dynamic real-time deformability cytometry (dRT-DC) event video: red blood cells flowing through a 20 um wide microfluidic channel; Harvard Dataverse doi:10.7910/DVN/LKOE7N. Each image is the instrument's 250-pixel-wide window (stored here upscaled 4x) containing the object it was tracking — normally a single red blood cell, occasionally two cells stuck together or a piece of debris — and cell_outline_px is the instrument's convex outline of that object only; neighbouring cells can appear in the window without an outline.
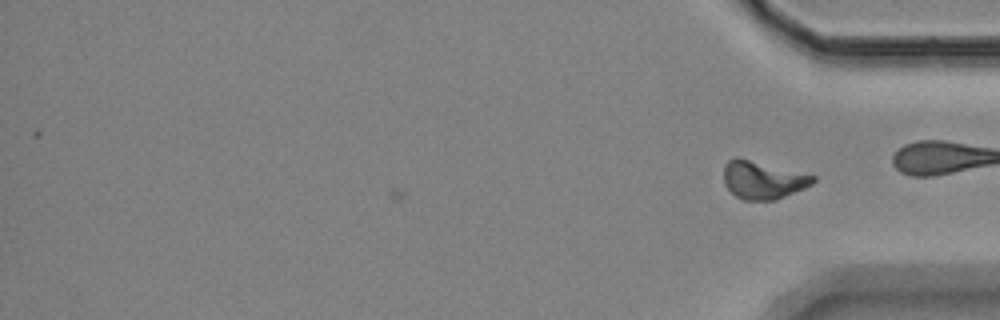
{"species": "Egyptian fruit bat (a non-hibernating species)", "species_latin": "Rousettus aegyptiacus", "temperature_condition": "room temperature", "stored_images_in_passage": 39, "camera_frame_rate_fps": 3000, "um_per_image_px": 0.085, "animal": {"sex": "female"}, "frame": {"image": 1, "passage_image": 39, "time_ms": 12.667, "image_size_px": [1000, 320], "cell_outline_px": [[816, 180], [812, 184], [804, 188], [776, 200], [744, 200], [736, 196], [724, 184], [724, 164], [728, 160], [736, 156], [816, 176]], "centroid_in_image_um": [64.83, 15.29], "position_along_channel_um": 370.4, "area_um2": 19.65}, "authors_computed_cell_mechanics": {"area_um2": 18.6116, "velocity_mm_per_s": 3.5187, "shape_relaxation_time_tau1_ms": 4.277, "shape_relaxation_time_tau2_ms": 2.9658, "deformation_change_tau1": 0.1544, "deformation_change_tau2": 0.0557}}